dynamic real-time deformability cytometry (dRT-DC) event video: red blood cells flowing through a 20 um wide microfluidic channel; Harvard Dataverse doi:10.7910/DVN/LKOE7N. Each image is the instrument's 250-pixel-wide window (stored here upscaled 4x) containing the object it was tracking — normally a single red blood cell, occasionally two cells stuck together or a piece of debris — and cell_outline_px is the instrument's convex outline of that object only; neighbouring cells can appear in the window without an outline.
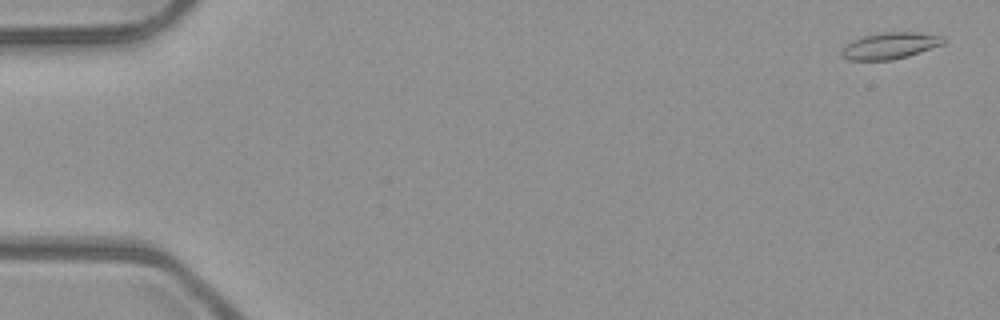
{"species": "common noctule bat (a hibernating species)", "species_latin": "Nyctalus noctula", "temperature_condition": "room temperature", "stored_images_in_passage": 53, "camera_frame_rate_fps": 3000, "um_per_image_px": 0.085, "animal": {"sex": "male", "body_mass_g": 23.1, "forearm_length_mm": 52.7}, "frame": {"image": 1, "passage_image": 2, "time_ms": 0.333, "image_size_px": [1000, 320], "cell_outline_px": [[944, 44], [908, 56], [892, 60], [848, 60], [840, 56], [840, 52], [844, 44], [852, 40], [864, 36], [884, 32], [912, 32], [944, 36]], "centroid_in_image_um": [75.6, 3.89], "position_along_channel_um": 9.4, "area_um2": 15.78}}
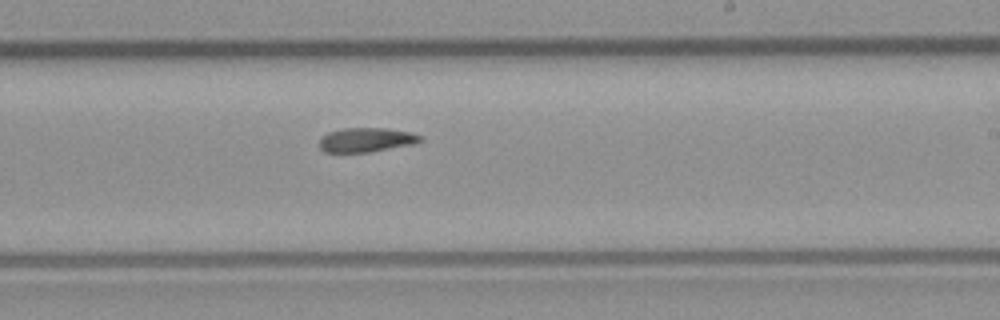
{"frame": {"image": 2, "passage_image": 32, "time_ms": 10.333, "image_size_px": [1000, 320], "cell_outline_px": [[424, 140], [412, 144], [368, 152], [324, 152], [320, 148], [320, 140], [328, 132], [344, 128], [388, 128], [412, 132], [420, 136]], "centroid_in_image_um": [31.15, 11.88], "position_along_channel_um": 257.9, "area_um2": 14.16}}
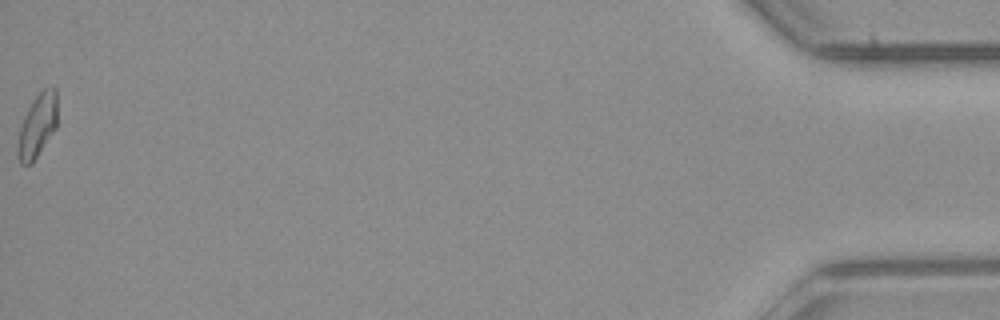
{"frame": {"image": 3, "passage_image": 53, "time_ms": 17.333, "image_size_px": [1000, 320], "cell_outline_px": [[56, 128], [32, 164], [20, 164], [16, 152], [20, 128], [24, 116], [32, 100], [44, 88], [56, 88]], "centroid_in_image_um": [3.16, 10.71], "position_along_channel_um": 432.0, "area_um2": 14.51}, "authors_computed_cell_mechanics": {"area_um2": 14.6812, "velocity_mm_per_s": 3.9738, "shape_relaxation_time_tau1_ms": null, "shape_relaxation_time_tau2_ms": 5.1861, "deformation_change_tau1": null, "deformation_change_tau2": 0.1251}}